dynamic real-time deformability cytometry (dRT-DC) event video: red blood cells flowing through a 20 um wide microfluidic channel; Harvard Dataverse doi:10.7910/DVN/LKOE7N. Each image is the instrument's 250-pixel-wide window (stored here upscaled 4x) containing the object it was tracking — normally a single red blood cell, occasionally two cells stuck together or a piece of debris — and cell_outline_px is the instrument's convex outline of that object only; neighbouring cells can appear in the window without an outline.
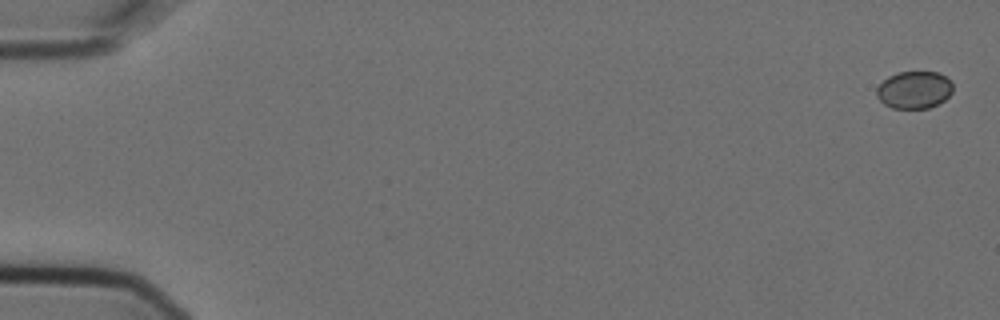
{"species": "Egyptian fruit bat (a non-hibernating species)", "species_latin": "Rousettus aegyptiacus", "temperature_condition": "cold", "stored_images_in_passage": 7, "camera_frame_rate_fps": 3000, "um_per_image_px": 0.085, "animal": {"sex": "female"}, "frame": {"image": 1, "passage_image": 1, "time_ms": 0.0, "image_size_px": [1000, 320], "cell_outline_px": [[952, 92], [944, 100], [928, 108], [892, 108], [884, 104], [876, 96], [876, 88], [888, 76], [900, 72], [940, 72], [952, 84]], "centroid_in_image_um": [77.68, 7.64], "position_along_channel_um": 7.3, "area_um2": 16.47}}
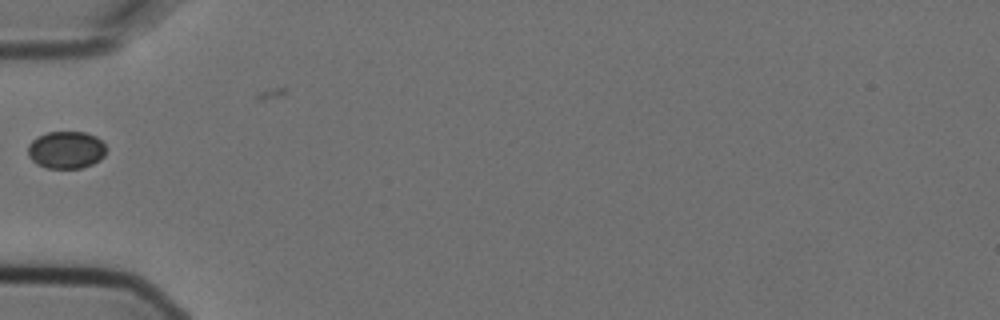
{"frame": {"image": 2, "passage_image": 5, "time_ms": 1.333, "image_size_px": [1000, 320], "cell_outline_px": [[108, 148], [104, 156], [100, 160], [92, 164], [80, 168], [48, 168], [36, 164], [28, 156], [28, 144], [32, 140], [48, 132], [84, 132], [96, 136]], "centroid_in_image_um": [5.64, 12.74], "position_along_channel_um": 79.4, "area_um2": 17.11}}
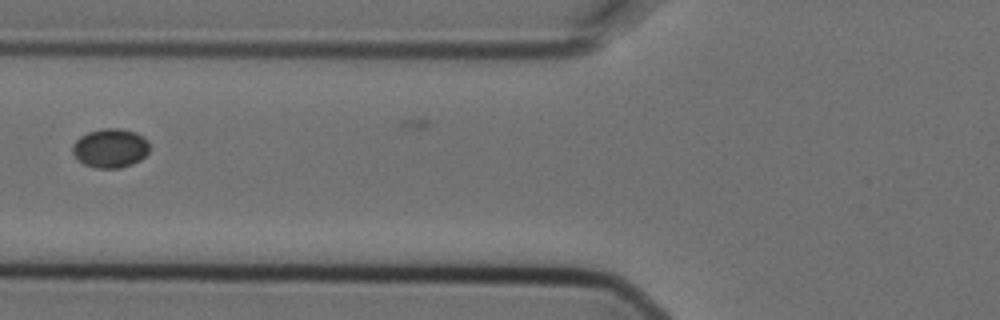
{"frame": {"image": 3, "passage_image": 6, "time_ms": 1.667, "image_size_px": [1000, 320], "cell_outline_px": [[148, 152], [140, 160], [132, 164], [120, 168], [96, 168], [84, 164], [76, 160], [72, 152], [72, 144], [80, 136], [88, 132], [100, 128], [120, 128], [136, 132], [144, 136], [148, 140]], "centroid_in_image_um": [9.36, 12.58], "position_along_channel_um": 116.4, "area_um2": 17.8}}